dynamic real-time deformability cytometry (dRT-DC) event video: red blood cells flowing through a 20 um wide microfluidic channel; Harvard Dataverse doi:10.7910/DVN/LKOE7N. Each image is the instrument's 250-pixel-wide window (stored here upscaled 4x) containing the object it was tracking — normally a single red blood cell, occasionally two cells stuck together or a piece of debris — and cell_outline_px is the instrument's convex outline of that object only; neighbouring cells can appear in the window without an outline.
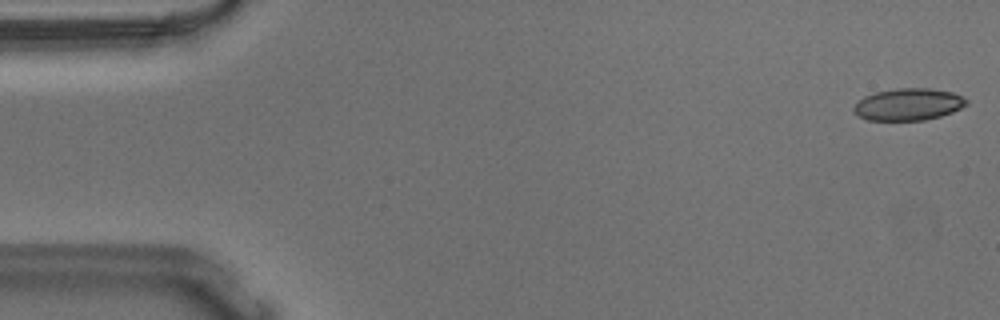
{"species": "Egyptian fruit bat (a non-hibernating species)", "species_latin": "Rousettus aegyptiacus", "temperature_condition": "warm", "stored_images_in_passage": 55, "camera_frame_rate_fps": 3000, "um_per_image_px": 0.085, "animal": {"sex": "male"}, "frame": {"image": 1, "passage_image": 1, "time_ms": 0.0, "image_size_px": [1000, 320], "cell_outline_px": [[968, 104], [952, 112], [940, 116], [924, 120], [868, 120], [860, 116], [852, 108], [864, 96], [876, 92], [896, 88], [928, 88], [952, 92], [968, 100]], "centroid_in_image_um": [77.22, 8.87], "position_along_channel_um": 7.8, "area_um2": 20.81}}
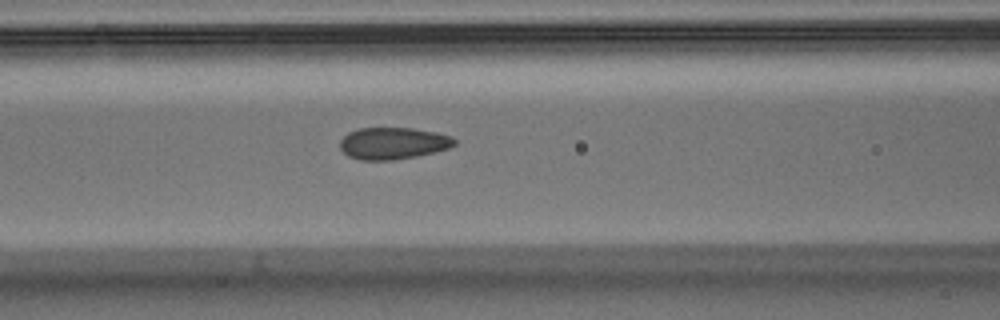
{"frame": {"image": 2, "passage_image": 22, "time_ms": 7.0, "image_size_px": [1000, 320], "cell_outline_px": [[456, 144], [448, 148], [416, 156], [392, 160], [360, 160], [348, 156], [340, 148], [340, 140], [348, 132], [360, 128], [412, 128], [436, 132], [452, 136], [456, 140]], "centroid_in_image_um": [33.4, 12.17], "position_along_channel_um": 133.2, "area_um2": 21.21}}
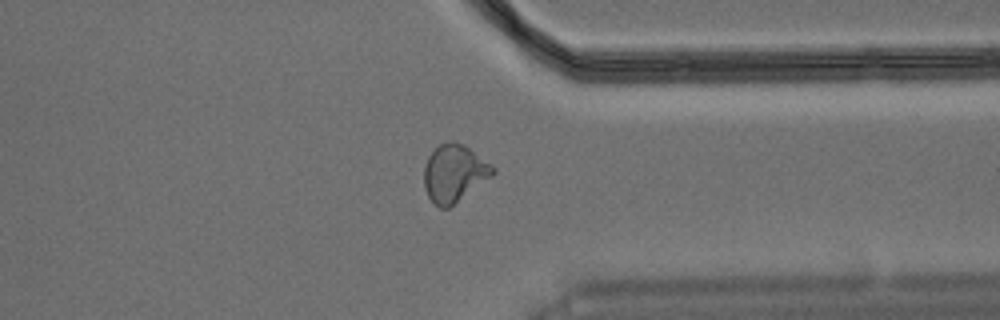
{"frame": {"image": 3, "passage_image": 42, "time_ms": 13.667, "image_size_px": [1000, 320], "cell_outline_px": [[496, 172], [492, 176], [448, 208], [440, 208], [428, 196], [424, 188], [424, 164], [428, 156], [440, 144], [448, 140], [452, 140], [464, 144], [496, 168]], "centroid_in_image_um": [38.6, 14.7], "position_along_channel_um": 372.8, "area_um2": 22.89}, "authors_computed_cell_mechanics": {"area_um2": 21.675, "velocity_mm_per_s": 3.6389, "shape_relaxation_time_tau1_ms": null, "shape_relaxation_time_tau2_ms": 1.0535, "deformation_change_tau1": null, "deformation_change_tau2": 0.0798}}